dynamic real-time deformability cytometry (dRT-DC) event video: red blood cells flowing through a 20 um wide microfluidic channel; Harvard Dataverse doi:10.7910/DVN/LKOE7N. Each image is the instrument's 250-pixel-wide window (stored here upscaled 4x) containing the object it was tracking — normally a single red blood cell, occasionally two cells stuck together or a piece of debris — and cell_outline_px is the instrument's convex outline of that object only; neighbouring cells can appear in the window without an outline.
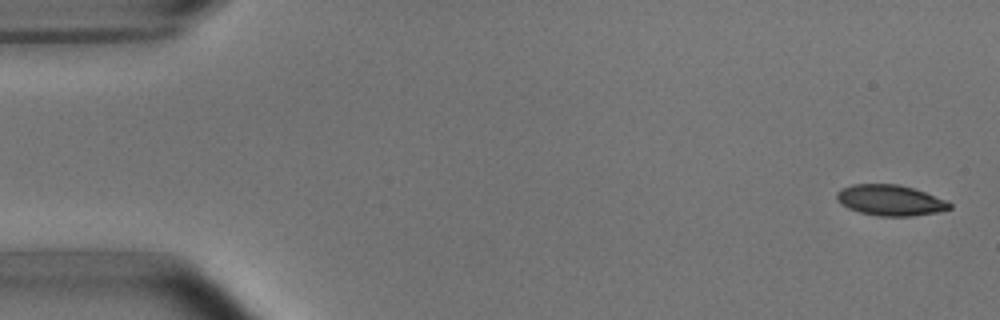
{"species": "common noctule bat (a hibernating species)", "species_latin": "Nyctalus noctula", "temperature_condition": "room temperature", "stored_images_in_passage": 4, "camera_frame_rate_fps": 3000, "um_per_image_px": 0.085, "animal": {"sex": "male", "body_mass_g": 15.6}, "frame": {"image": 1, "passage_image": 1, "time_ms": 0.0, "image_size_px": [1000, 320], "cell_outline_px": [[952, 208], [936, 212], [912, 216], [876, 216], [860, 212], [848, 208], [840, 204], [836, 200], [836, 192], [840, 188], [852, 184], [896, 184], [912, 188], [924, 192], [944, 200], [952, 204]], "centroid_in_image_um": [75.6, 17.02], "position_along_channel_um": 9.4, "area_um2": 20.17}}